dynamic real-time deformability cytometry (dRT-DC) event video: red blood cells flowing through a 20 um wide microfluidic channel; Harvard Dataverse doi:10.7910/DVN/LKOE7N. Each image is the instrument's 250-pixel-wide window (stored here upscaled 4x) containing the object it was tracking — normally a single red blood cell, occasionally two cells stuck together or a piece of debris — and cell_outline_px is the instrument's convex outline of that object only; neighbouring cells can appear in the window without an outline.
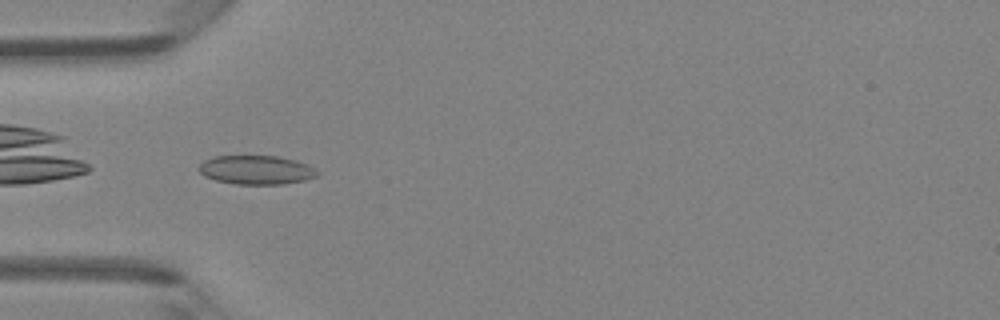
{"species": "Egyptian fruit bat (a non-hibernating species)", "species_latin": "Rousettus aegyptiacus", "temperature_condition": "room temperature", "stored_images_in_passage": 33, "camera_frame_rate_fps": 3000, "um_per_image_px": 0.085, "animal": {"sex": "female"}, "frame": {"image": 1, "passage_image": 1, "time_ms": 0.0, "image_size_px": [1000, 320], "cell_outline_px": [[320, 176], [304, 180], [280, 184], [236, 184], [216, 180], [204, 176], [196, 168], [204, 160], [212, 156], [280, 156], [296, 160], [308, 164], [320, 172]], "centroid_in_image_um": [21.8, 14.43], "position_along_channel_um": 63.2, "area_um2": 20.17}}
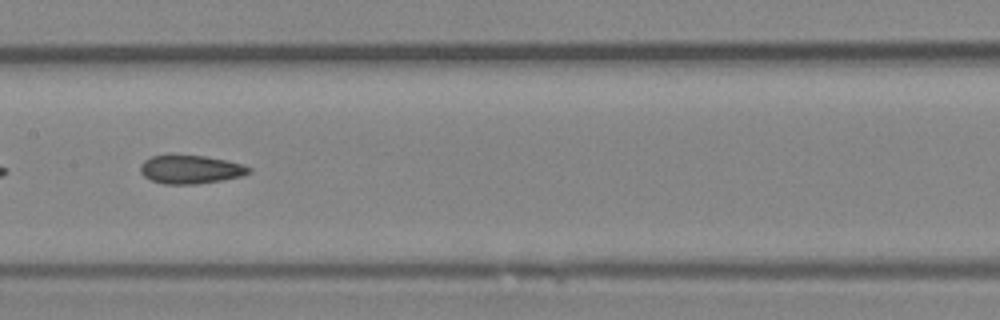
{"frame": {"image": 2, "passage_image": 10, "time_ms": 3.0, "image_size_px": [1000, 320], "cell_outline_px": [[252, 172], [240, 176], [220, 180], [196, 184], [164, 184], [152, 180], [144, 176], [140, 172], [140, 164], [144, 160], [152, 156], [168, 152], [204, 156], [228, 160], [244, 164], [252, 168]], "centroid_in_image_um": [16.17, 14.35], "position_along_channel_um": 191.2, "area_um2": 18.61}}
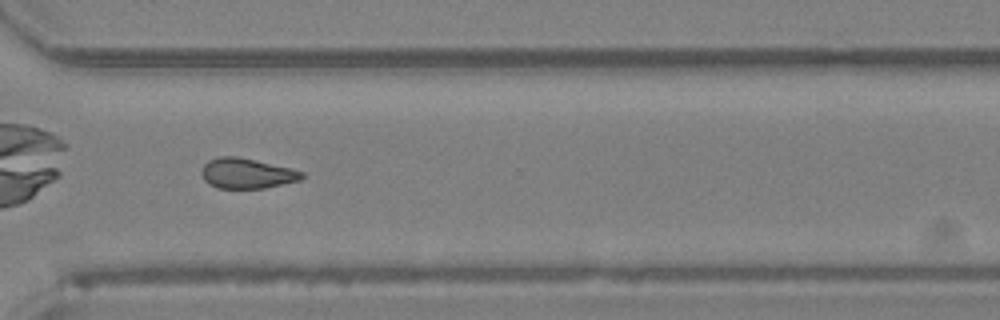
{"frame": {"image": 3, "passage_image": 21, "time_ms": 6.667, "image_size_px": [1000, 320], "cell_outline_px": [[304, 176], [300, 180], [264, 188], [216, 188], [208, 184], [204, 180], [200, 172], [204, 164], [208, 160], [220, 156], [236, 156], [292, 168], [304, 172]], "centroid_in_image_um": [20.95, 14.73], "position_along_channel_um": 349.6, "area_um2": 17.74}, "authors_computed_cell_mechanics": {"area_um2": 18.207, "velocity_mm_per_s": 4.3185, "shape_relaxation_time_tau1_ms": null, "shape_relaxation_time_tau2_ms": 8.3221, "deformation_change_tau1": null, "deformation_change_tau2": 0.1197}}